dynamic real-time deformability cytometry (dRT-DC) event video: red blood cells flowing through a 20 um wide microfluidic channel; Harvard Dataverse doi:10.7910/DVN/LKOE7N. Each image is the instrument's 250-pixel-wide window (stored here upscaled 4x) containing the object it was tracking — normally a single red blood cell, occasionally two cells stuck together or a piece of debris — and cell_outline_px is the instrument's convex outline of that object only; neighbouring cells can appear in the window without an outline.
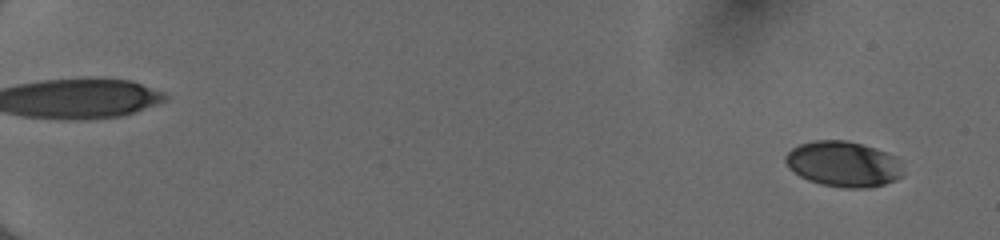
{"species": "human", "species_latin": "Homo sapiens", "temperature_condition": "cold", "stored_images_in_passage": 54, "camera_frame_rate_fps": 3000, "um_per_image_px": 0.085, "donor": {"sex": "female"}, "frame": {"image": 1, "passage_image": 3, "time_ms": 0.667, "image_size_px": [1000, 240], "cell_outline_px": [[904, 176], [896, 180], [884, 184], [868, 188], [844, 188], [820, 184], [808, 180], [800, 176], [788, 168], [784, 160], [784, 156], [792, 148], [800, 144], [812, 140], [848, 140], [876, 148], [896, 156]], "centroid_in_image_um": [71.67, 13.94], "position_along_channel_um": 13.3, "area_um2": 31.5}}
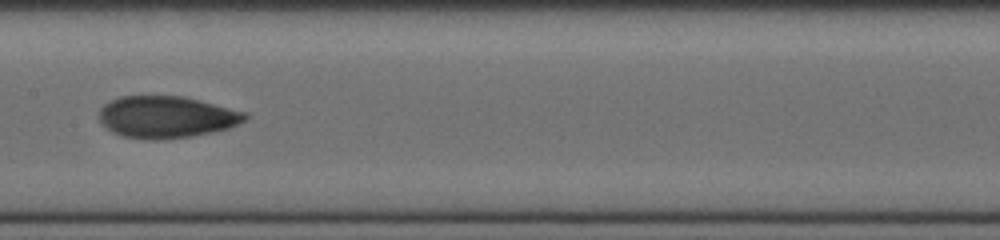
{"frame": {"image": 2, "passage_image": 31, "time_ms": 10.0, "image_size_px": [1000, 240], "cell_outline_px": [[248, 116], [244, 120], [228, 128], [212, 132], [192, 136], [156, 140], [144, 140], [120, 136], [112, 132], [100, 120], [100, 108], [104, 104], [120, 96], [180, 96], [200, 100], [248, 112]], "centroid_in_image_um": [14.15, 9.95], "position_along_channel_um": 193.3, "area_um2": 35.6}}
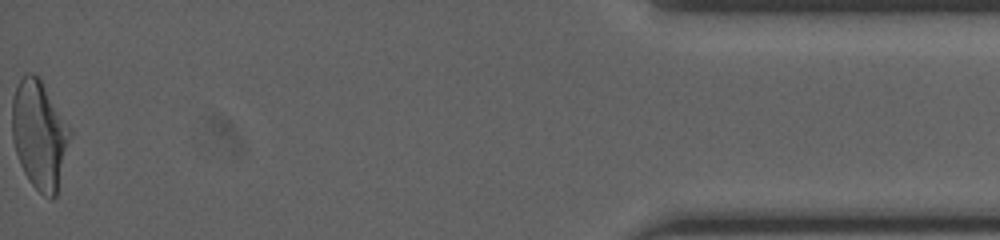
{"frame": {"image": 3, "passage_image": 54, "time_ms": 17.667, "image_size_px": [1000, 240], "cell_outline_px": [[72, 136], [56, 196], [52, 200], [44, 196], [28, 180], [20, 164], [16, 152], [12, 136], [12, 96], [24, 72], [32, 72], [40, 76], [72, 128]], "centroid_in_image_um": [3.38, 11.4], "position_along_channel_um": 431.8, "area_um2": 37.45}, "authors_computed_cell_mechanics": {"area_um2": 33.7263, "velocity_mm_per_s": 4.0522, "shape_relaxation_time_tau1_ms": 6.3434, "shape_relaxation_time_tau2_ms": 1.557, "deformation_change_tau1": 0.1797, "deformation_change_tau2": 0.0721}}